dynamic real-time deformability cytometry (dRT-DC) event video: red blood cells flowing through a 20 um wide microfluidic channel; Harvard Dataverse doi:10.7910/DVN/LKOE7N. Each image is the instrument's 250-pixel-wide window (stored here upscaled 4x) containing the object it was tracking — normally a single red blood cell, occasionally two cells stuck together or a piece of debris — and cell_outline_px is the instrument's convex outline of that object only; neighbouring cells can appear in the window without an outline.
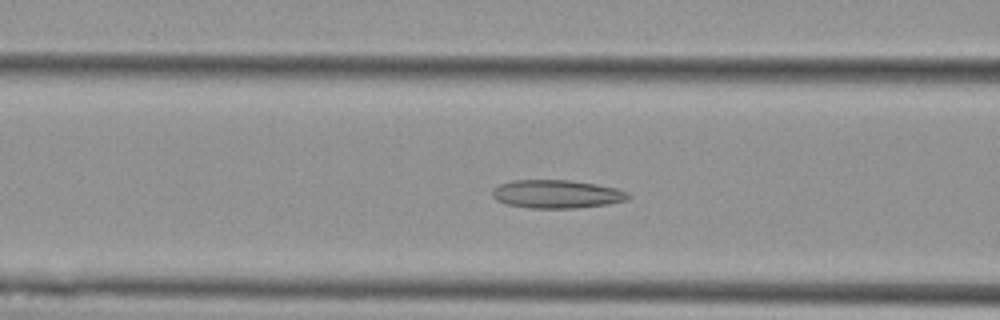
{"species": "Egyptian fruit bat (a non-hibernating species)", "species_latin": "Rousettus aegyptiacus", "temperature_condition": "cold", "stored_images_in_passage": 54, "camera_frame_rate_fps": 3000, "um_per_image_px": 0.085, "animal": {"sex": "female"}, "frame": {"image": 1, "passage_image": 22, "time_ms": 7.0, "image_size_px": [1000, 320], "cell_outline_px": [[632, 196], [628, 200], [608, 204], [576, 208], [532, 208], [508, 204], [496, 200], [492, 196], [492, 188], [500, 184], [512, 180], [572, 180], [596, 184], [616, 188], [628, 192]], "centroid_in_image_um": [47.34, 16.49], "position_along_channel_um": 119.3, "area_um2": 22.54}}
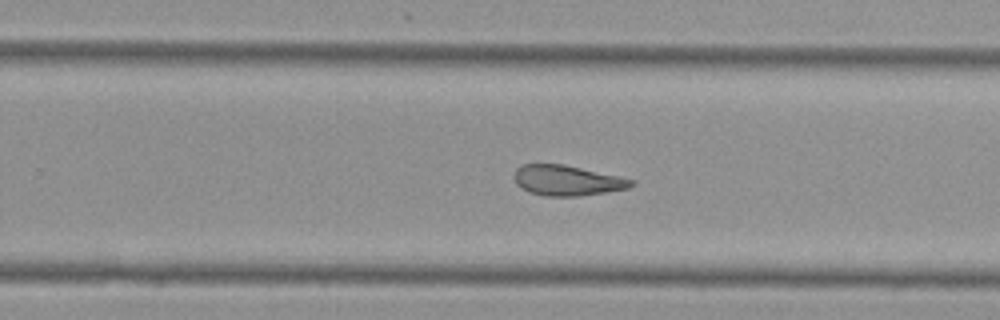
{"frame": {"image": 2, "passage_image": 35, "time_ms": 11.333, "image_size_px": [1000, 320], "cell_outline_px": [[636, 184], [628, 188], [580, 196], [544, 196], [528, 192], [520, 188], [516, 184], [512, 176], [516, 168], [520, 164], [564, 164], [620, 176], [636, 180]], "centroid_in_image_um": [48.17, 15.33], "position_along_channel_um": 281.6, "area_um2": 21.04}}
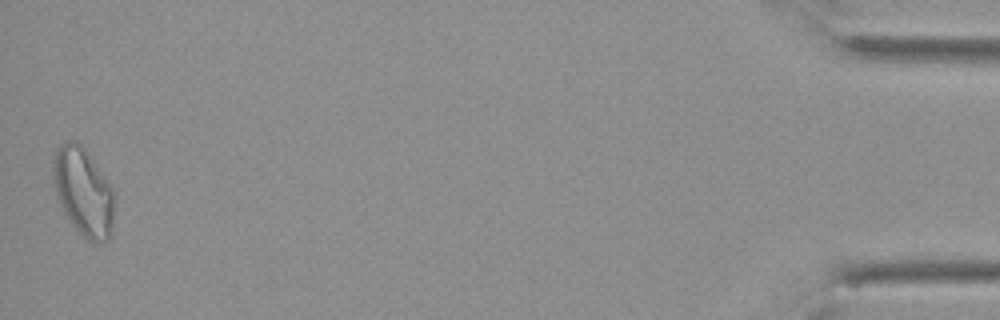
{"frame": {"image": 3, "passage_image": 54, "time_ms": 17.667, "image_size_px": [1000, 320], "cell_outline_px": [[112, 236], [108, 240], [96, 244], [84, 240], [72, 224], [64, 212], [56, 196], [52, 176], [52, 160], [56, 148], [64, 140], [76, 140], [84, 148], [112, 184]], "centroid_in_image_um": [7.05, 16.3], "position_along_channel_um": 428.1, "area_um2": 31.91}, "authors_computed_cell_mechanics": {"area_um2": 24.3338, "velocity_mm_per_s": 3.7574, "shape_relaxation_time_tau1_ms": null, "shape_relaxation_time_tau2_ms": 2.9155, "deformation_change_tau1": null, "deformation_change_tau2": 0.118}}